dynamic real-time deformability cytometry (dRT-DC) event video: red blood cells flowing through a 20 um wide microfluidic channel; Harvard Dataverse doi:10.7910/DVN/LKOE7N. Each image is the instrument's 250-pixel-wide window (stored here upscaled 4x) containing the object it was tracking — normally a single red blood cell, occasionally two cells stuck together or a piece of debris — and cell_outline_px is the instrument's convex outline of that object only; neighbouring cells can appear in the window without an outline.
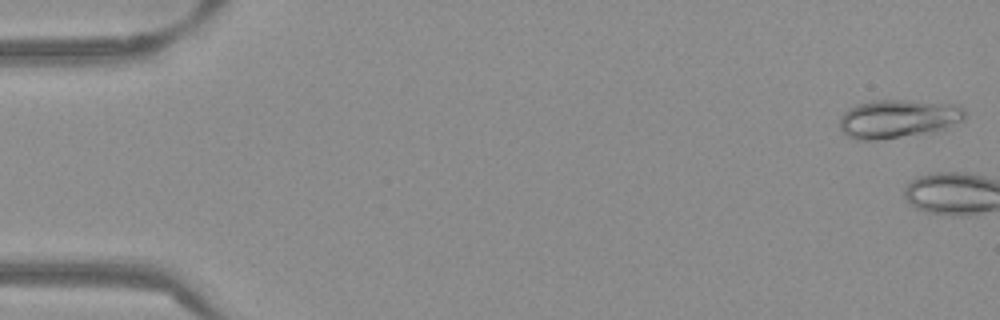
{"species": "Egyptian fruit bat (a non-hibernating species)", "species_latin": "Rousettus aegyptiacus", "temperature_condition": "warm", "stored_images_in_passage": 4, "camera_frame_rate_fps": 3000, "um_per_image_px": 0.085, "frame": {"image": 1, "passage_image": 1, "time_ms": 0.0, "image_size_px": [1000, 320], "cell_outline_px": [[964, 120], [936, 132], [880, 140], [856, 140], [848, 136], [840, 128], [840, 116], [848, 108], [856, 104], [872, 100], [908, 100], [960, 104], [964, 108]], "centroid_in_image_um": [76.35, 10.09], "position_along_channel_um": 8.6, "area_um2": 28.61}}